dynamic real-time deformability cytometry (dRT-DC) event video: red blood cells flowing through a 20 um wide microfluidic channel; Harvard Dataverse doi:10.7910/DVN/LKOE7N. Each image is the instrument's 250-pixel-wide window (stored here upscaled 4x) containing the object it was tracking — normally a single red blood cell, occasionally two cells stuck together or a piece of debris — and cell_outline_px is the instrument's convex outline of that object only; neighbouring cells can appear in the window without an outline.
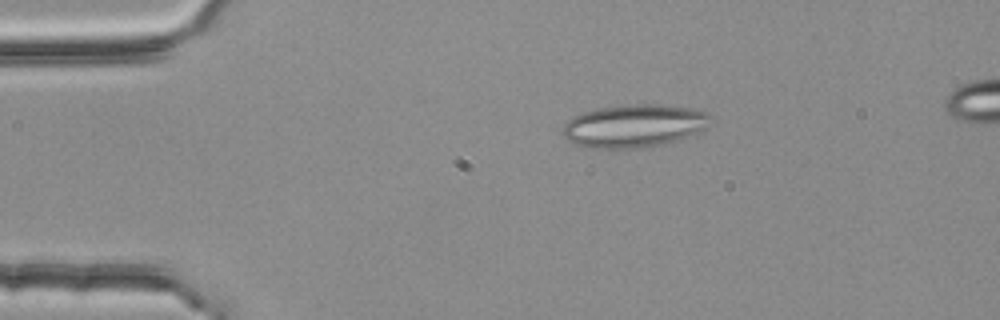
{"species": "common noctule bat (a hibernating species)", "species_latin": "Nyctalus noctula", "temperature_condition": "room temperature", "stored_images_in_passage": 45, "segment_of_instrument_passage": [1, 2], "camera_frame_rate_fps": 3000, "um_per_image_px": 0.085, "animal": {"sex": "female", "body_mass_g": 25.1}, "frame": {"image": 1, "passage_image": 2, "time_ms": 0.333, "image_size_px": [1000, 320], "cell_outline_px": [[712, 116], [704, 128], [676, 140], [664, 144], [644, 148], [584, 148], [568, 140], [564, 136], [564, 124], [572, 116], [580, 112], [600, 108], [632, 104], [660, 104], [692, 108], [708, 112]], "centroid_in_image_um": [53.86, 10.69], "position_along_channel_um": 31.1, "area_um2": 36.88}}